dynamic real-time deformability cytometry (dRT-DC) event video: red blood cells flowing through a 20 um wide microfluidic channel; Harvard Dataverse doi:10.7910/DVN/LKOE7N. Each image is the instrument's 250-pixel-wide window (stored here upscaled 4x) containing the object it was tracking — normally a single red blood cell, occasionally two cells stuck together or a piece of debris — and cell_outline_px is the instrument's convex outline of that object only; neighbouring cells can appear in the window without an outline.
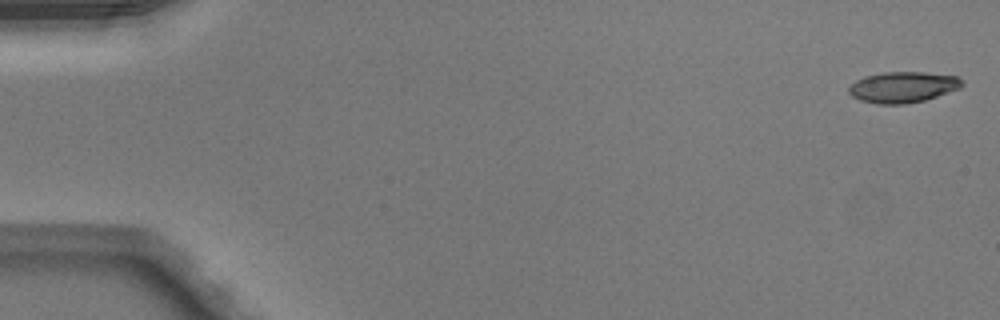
{"species": "Egyptian fruit bat (a non-hibernating species)", "species_latin": "Rousettus aegyptiacus", "temperature_condition": "warm", "stored_images_in_passage": 50, "camera_frame_rate_fps": 3000, "um_per_image_px": 0.085, "animal": {"sex": "male"}, "frame": {"image": 1, "passage_image": 1, "time_ms": 0.0, "image_size_px": [1000, 320], "cell_outline_px": [[964, 84], [960, 88], [924, 100], [904, 104], [876, 104], [860, 100], [852, 96], [848, 92], [848, 88], [856, 80], [864, 76], [884, 72], [924, 72], [956, 76], [964, 80]], "centroid_in_image_um": [76.74, 7.4], "position_along_channel_um": 8.3, "area_um2": 20.4}}
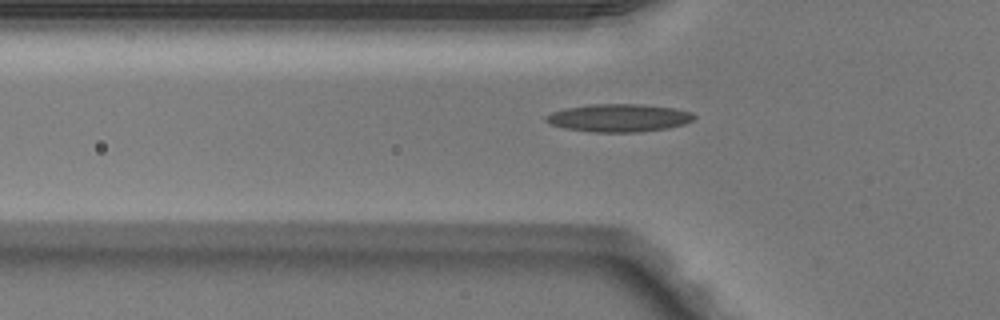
{"frame": {"image": 2, "passage_image": 17, "time_ms": 5.333, "image_size_px": [1000, 320], "cell_outline_px": [[696, 116], [692, 120], [684, 124], [668, 128], [640, 132], [592, 132], [564, 128], [548, 124], [544, 120], [544, 116], [552, 112], [564, 108], [592, 104], [640, 104], [672, 108], [692, 112]], "centroid_in_image_um": [52.55, 10.02], "position_along_channel_um": 73.2, "area_um2": 24.16}}
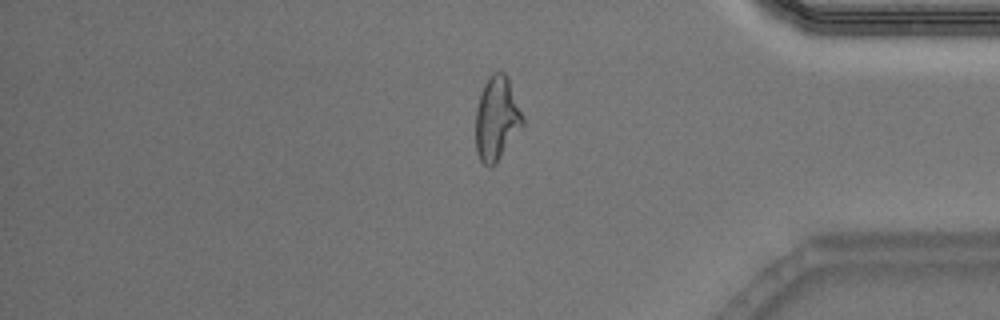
{"frame": {"image": 3, "passage_image": 42, "time_ms": 13.667, "image_size_px": [1000, 320], "cell_outline_px": [[524, 124], [496, 164], [492, 168], [488, 168], [480, 160], [476, 152], [476, 108], [480, 92], [484, 84], [492, 72], [504, 72], [508, 80], [524, 116]], "centroid_in_image_um": [42.21, 10.11], "position_along_channel_um": 393.0, "area_um2": 23.06}, "authors_computed_cell_mechanics": {"area_um2": 21.5016, "velocity_mm_per_s": 4.0772, "shape_relaxation_time_tau1_ms": null, "shape_relaxation_time_tau2_ms": 1.6534, "deformation_change_tau1": null, "deformation_change_tau2": 0.0951}}